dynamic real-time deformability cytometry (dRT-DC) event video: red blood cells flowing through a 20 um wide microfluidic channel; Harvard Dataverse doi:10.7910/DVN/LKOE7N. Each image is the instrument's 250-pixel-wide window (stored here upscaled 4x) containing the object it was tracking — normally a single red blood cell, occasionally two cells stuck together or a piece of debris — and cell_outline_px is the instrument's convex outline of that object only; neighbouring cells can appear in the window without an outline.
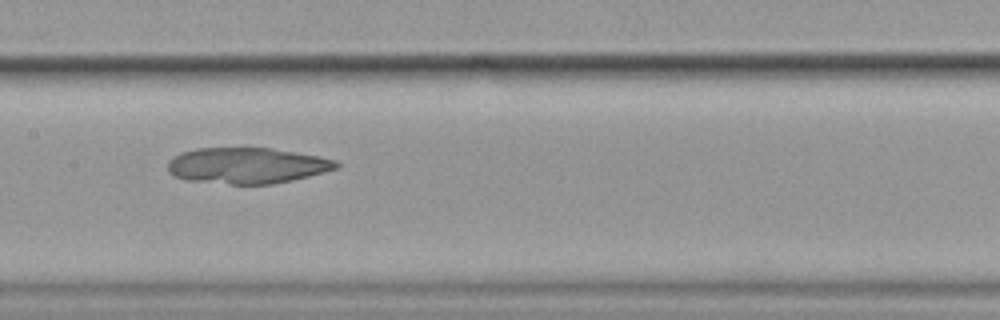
{"species": "common noctule bat (a hibernating species)", "species_latin": "Nyctalus noctula", "temperature_condition": "cold", "stored_images_in_passage": 14, "camera_frame_rate_fps": 3000, "um_per_image_px": 0.085, "animal": {"sex": "female", "body_mass_g": 19.9}, "frame": {"image": 1, "passage_image": 7, "time_ms": 2.0, "image_size_px": [1000, 320], "cell_outline_px": [[340, 168], [292, 180], [272, 184], [232, 184], [188, 180], [176, 176], [168, 172], [168, 160], [172, 156], [180, 152], [196, 148], [272, 148], [320, 156], [336, 160], [340, 164]], "centroid_in_image_um": [21.0, 14.06], "position_along_channel_um": 186.4, "area_um2": 35.43}}
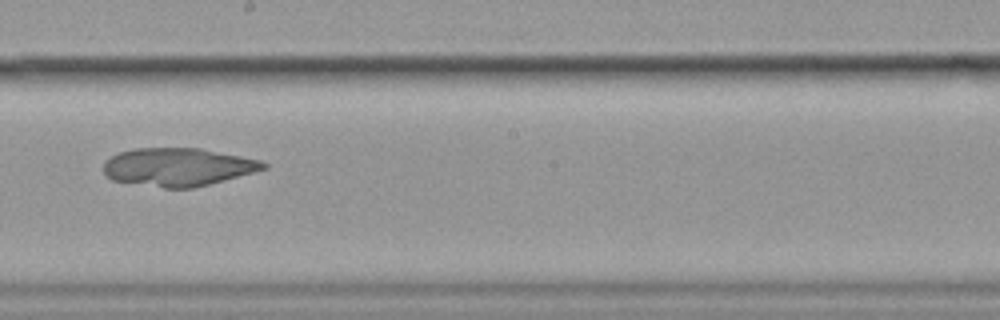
{"frame": {"image": 2, "passage_image": 8, "time_ms": 2.333, "image_size_px": [1000, 320], "cell_outline_px": [[268, 168], [208, 184], [192, 188], [164, 188], [112, 180], [104, 172], [104, 160], [120, 152], [136, 148], [200, 148], [260, 160], [268, 164]], "centroid_in_image_um": [15.11, 14.19], "position_along_channel_um": 233.1, "area_um2": 35.2}}